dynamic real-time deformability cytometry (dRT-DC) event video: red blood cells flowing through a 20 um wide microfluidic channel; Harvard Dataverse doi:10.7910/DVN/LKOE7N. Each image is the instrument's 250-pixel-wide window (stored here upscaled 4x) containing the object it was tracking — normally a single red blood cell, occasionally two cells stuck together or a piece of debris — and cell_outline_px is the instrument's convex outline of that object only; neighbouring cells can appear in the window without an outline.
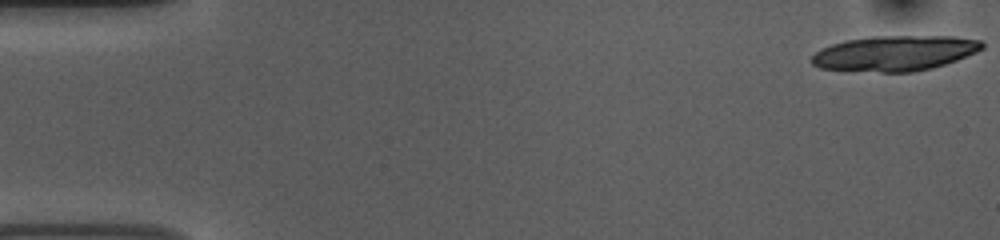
{"species": "common noctule bat (a hibernating species)", "species_latin": "Nyctalus noctula", "temperature_condition": "room temperature", "stored_images_in_passage": 13, "camera_frame_rate_fps": 3000, "um_per_image_px": 0.085, "animal": {"sex": "female", "body_mass_g": 10.0, "forearm_length_mm": 53.1}, "frame": {"image": 1, "passage_image": 1, "time_ms": 0.0, "image_size_px": [1000, 240], "cell_outline_px": [[984, 48], [976, 52], [956, 60], [932, 68], [912, 72], [880, 72], [820, 68], [812, 64], [812, 56], [820, 48], [832, 44], [848, 40], [872, 36], [952, 36], [980, 40], [984, 44]], "centroid_in_image_um": [76.06, 4.52], "position_along_channel_um": 8.9, "area_um2": 34.85}}